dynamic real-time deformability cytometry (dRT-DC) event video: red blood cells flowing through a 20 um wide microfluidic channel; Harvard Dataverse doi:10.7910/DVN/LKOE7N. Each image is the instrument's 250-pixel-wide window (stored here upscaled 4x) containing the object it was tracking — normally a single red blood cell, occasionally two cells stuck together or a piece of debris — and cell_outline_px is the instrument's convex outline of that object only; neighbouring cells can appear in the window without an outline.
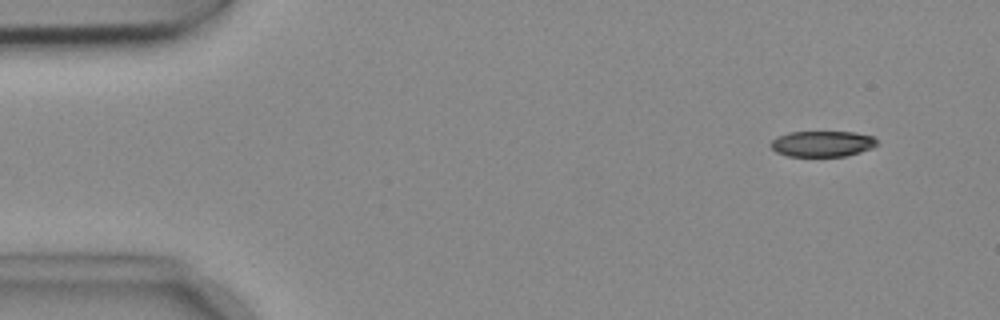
{"species": "common noctule bat (a hibernating species)", "species_latin": "Nyctalus noctula", "temperature_condition": "cold", "stored_images_in_passage": 54, "camera_frame_rate_fps": 3000, "um_per_image_px": 0.085, "animal": {"sex": "female", "body_mass_g": 18.4}, "frame": {"image": 1, "passage_image": 5, "time_ms": 1.333, "image_size_px": [1000, 320], "cell_outline_px": [[880, 144], [872, 148], [860, 152], [844, 156], [788, 156], [776, 152], [768, 144], [776, 136], [788, 132], [856, 132], [872, 136]], "centroid_in_image_um": [69.88, 12.21], "position_along_channel_um": 15.1, "area_um2": 16.13}}
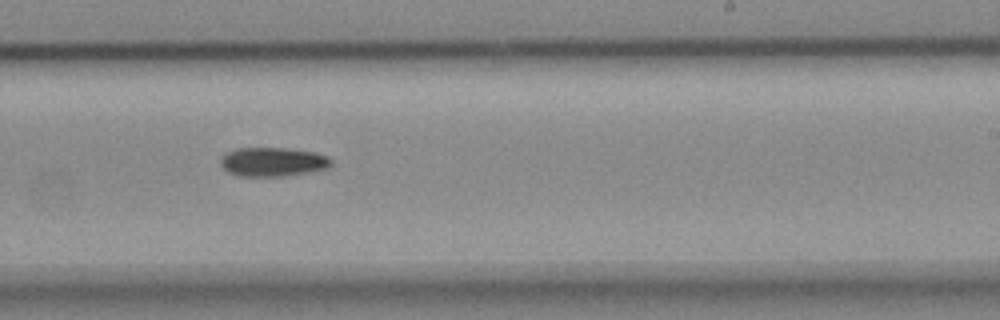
{"frame": {"image": 2, "passage_image": 33, "time_ms": 10.667, "image_size_px": [1000, 320], "cell_outline_px": [[332, 164], [328, 168], [312, 172], [284, 176], [236, 176], [228, 172], [220, 164], [220, 160], [228, 152], [240, 148], [284, 148], [312, 152], [328, 156], [332, 160]], "centroid_in_image_um": [23.22, 13.77], "position_along_channel_um": 265.8, "area_um2": 18.67}}
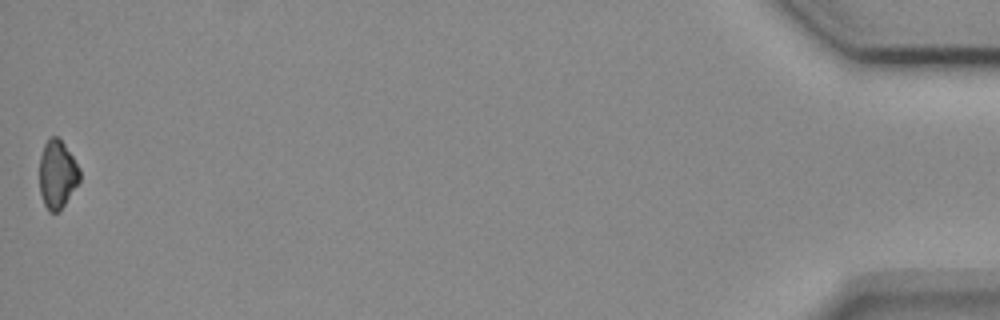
{"frame": {"image": 3, "passage_image": 54, "time_ms": 17.667, "image_size_px": [1000, 320], "cell_outline_px": [[80, 180], [60, 212], [48, 212], [44, 204], [40, 192], [40, 156], [44, 144], [52, 136], [56, 136], [64, 144], [80, 168]], "centroid_in_image_um": [4.87, 14.85], "position_along_channel_um": 430.3, "area_um2": 15.95}, "authors_computed_cell_mechanics": {"area_um2": 18.0336, "velocity_mm_per_s": 3.7409, "shape_relaxation_time_tau1_ms": 5.059, "shape_relaxation_time_tau2_ms": null, "deformation_change_tau1": 0.1228, "deformation_change_tau2": null}}